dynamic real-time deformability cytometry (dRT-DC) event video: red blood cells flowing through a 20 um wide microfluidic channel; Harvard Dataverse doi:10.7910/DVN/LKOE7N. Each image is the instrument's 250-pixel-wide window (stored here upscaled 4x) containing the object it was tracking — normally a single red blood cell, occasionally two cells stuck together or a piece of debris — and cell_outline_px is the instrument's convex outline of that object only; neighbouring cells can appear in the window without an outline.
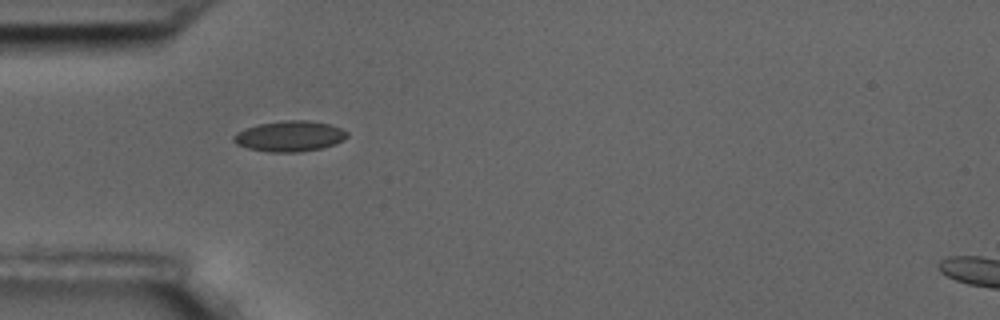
{"species": "common noctule bat (a hibernating species)", "species_latin": "Nyctalus noctula", "temperature_condition": "room temperature", "stored_images_in_passage": 4, "camera_frame_rate_fps": 3000, "um_per_image_px": 0.085, "animal": {"sex": "male", "body_mass_g": 17.5, "forearm_length_mm": 52.3}, "frame": {"image": 1, "passage_image": 1, "time_ms": 0.0, "image_size_px": [1000, 320], "cell_outline_px": [[348, 136], [344, 140], [336, 144], [320, 148], [300, 152], [268, 152], [248, 148], [236, 144], [232, 140], [232, 136], [236, 132], [244, 128], [260, 124], [284, 120], [312, 120], [328, 124], [340, 128], [348, 132]], "centroid_in_image_um": [24.61, 11.57], "position_along_channel_um": 60.4, "area_um2": 20.4}}